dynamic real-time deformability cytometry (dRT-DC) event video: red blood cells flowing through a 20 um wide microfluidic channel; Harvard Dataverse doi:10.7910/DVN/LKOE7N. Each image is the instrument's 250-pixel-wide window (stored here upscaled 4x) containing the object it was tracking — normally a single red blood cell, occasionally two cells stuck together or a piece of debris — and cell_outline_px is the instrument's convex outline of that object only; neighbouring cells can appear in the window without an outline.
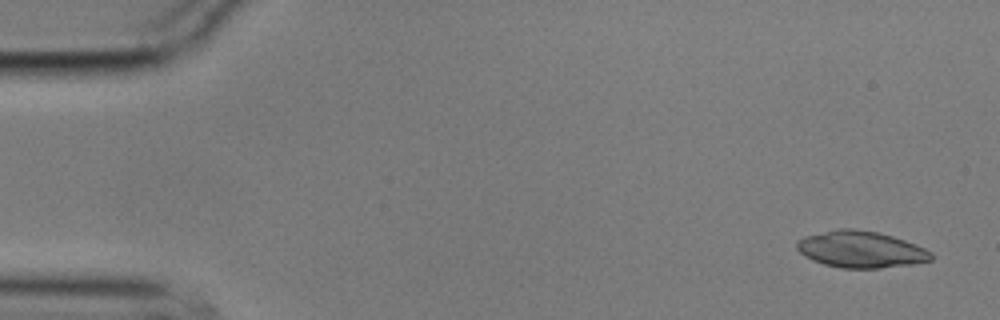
{"species": "common noctule bat (a hibernating species)", "species_latin": "Nyctalus noctula", "temperature_condition": "cold", "stored_images_in_passage": 4, "camera_frame_rate_fps": 3000, "um_per_image_px": 0.085, "animal": {"sex": "male", "body_mass_g": 17.9}, "frame": {"image": 1, "passage_image": 1, "time_ms": 0.0, "image_size_px": [1000, 320], "cell_outline_px": [[932, 260], [912, 264], [880, 268], [840, 268], [824, 264], [812, 260], [804, 256], [796, 248], [796, 240], [804, 236], [836, 228], [852, 228], [880, 232], [904, 240], [924, 248], [932, 252]], "centroid_in_image_um": [73.13, 21.19], "position_along_channel_um": 11.9, "area_um2": 28.84}}